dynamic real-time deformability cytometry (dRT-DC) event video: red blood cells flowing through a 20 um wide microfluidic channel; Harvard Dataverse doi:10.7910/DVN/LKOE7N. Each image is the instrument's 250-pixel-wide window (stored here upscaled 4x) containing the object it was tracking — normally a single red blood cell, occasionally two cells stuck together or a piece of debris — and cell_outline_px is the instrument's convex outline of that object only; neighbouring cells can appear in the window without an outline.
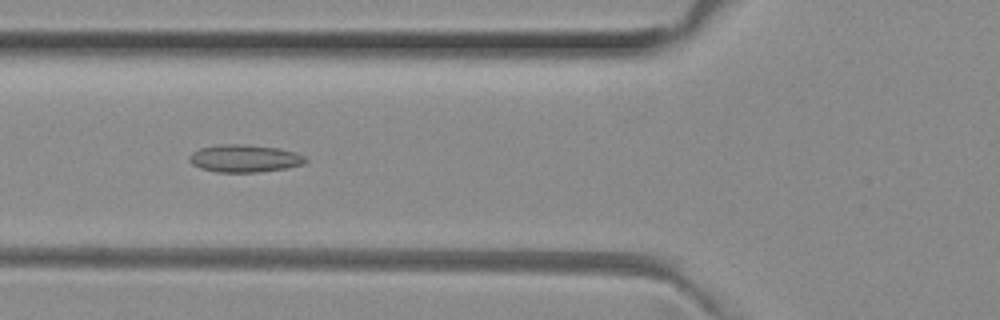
{"species": "common noctule bat (a hibernating species)", "species_latin": "Nyctalus noctula", "temperature_condition": "room temperature", "stored_images_in_passage": 37, "camera_frame_rate_fps": 3000, "um_per_image_px": 0.085, "animal": {"sex": "female", "body_mass_g": 29.2, "forearm_length_mm": 56.3}, "frame": {"image": 1, "passage_image": 10, "time_ms": 3.0, "image_size_px": [1000, 320], "cell_outline_px": [[308, 160], [304, 164], [288, 168], [260, 172], [216, 172], [200, 168], [192, 164], [188, 160], [188, 156], [192, 152], [200, 148], [220, 144], [244, 144], [280, 148], [296, 152], [304, 156]], "centroid_in_image_um": [20.79, 13.46], "position_along_channel_um": 105.0, "area_um2": 18.9}}
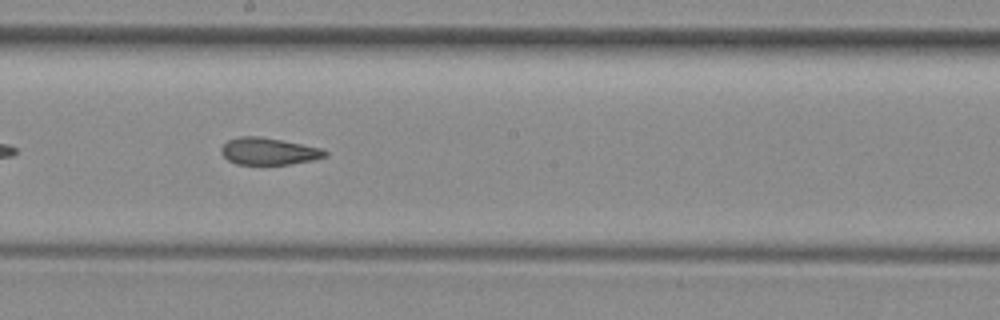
{"frame": {"image": 2, "passage_image": 19, "time_ms": 6.0, "image_size_px": [1000, 320], "cell_outline_px": [[328, 156], [312, 160], [288, 164], [236, 164], [228, 160], [220, 152], [220, 148], [228, 140], [240, 136], [260, 136], [320, 148], [328, 152]], "centroid_in_image_um": [22.81, 12.86], "position_along_channel_um": 225.4, "area_um2": 16.18}}
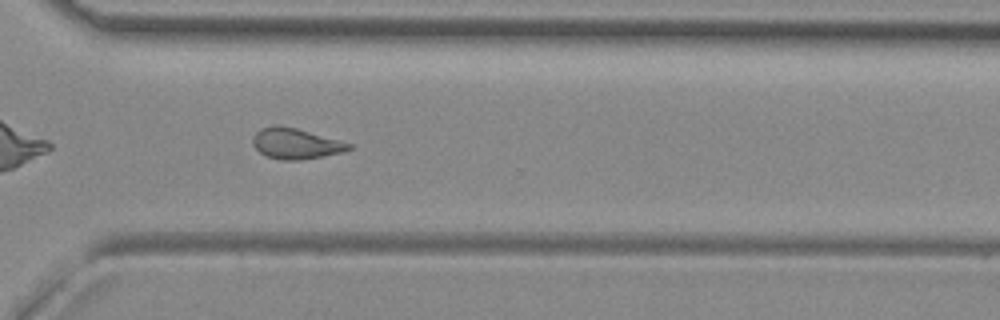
{"frame": {"image": 3, "passage_image": 28, "time_ms": 9.0, "image_size_px": [1000, 320], "cell_outline_px": [[352, 148], [344, 152], [324, 156], [300, 160], [280, 160], [268, 156], [260, 152], [252, 144], [252, 136], [260, 128], [280, 124], [296, 128], [340, 140], [352, 144]], "centroid_in_image_um": [25.13, 12.2], "position_along_channel_um": 345.5, "area_um2": 17.28}, "authors_computed_cell_mechanics": {"area_um2": 17.1666, "velocity_mm_per_s": 4.0116, "shape_relaxation_time_tau1_ms": null, "shape_relaxation_time_tau2_ms": 2.3238, "deformation_change_tau1": null, "deformation_change_tau2": 0.1012}}